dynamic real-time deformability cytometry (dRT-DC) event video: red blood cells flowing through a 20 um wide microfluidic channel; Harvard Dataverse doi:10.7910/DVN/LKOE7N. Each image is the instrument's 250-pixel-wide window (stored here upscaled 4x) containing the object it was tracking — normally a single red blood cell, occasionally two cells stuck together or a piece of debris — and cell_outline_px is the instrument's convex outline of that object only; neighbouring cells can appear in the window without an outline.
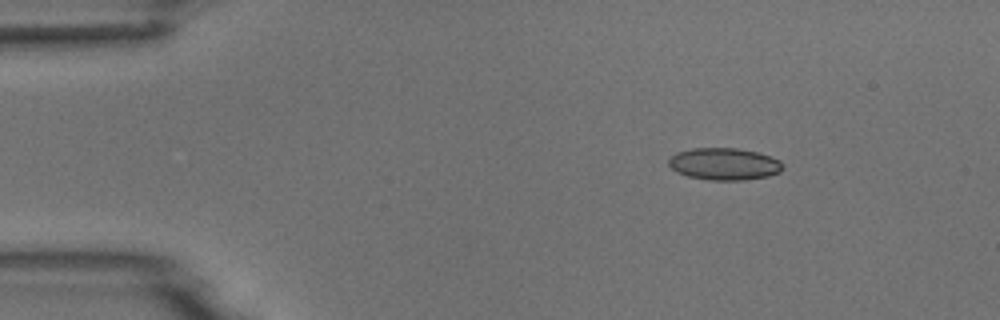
{"species": "common noctule bat (a hibernating species)", "species_latin": "Nyctalus noctula", "temperature_condition": "room temperature", "stored_images_in_passage": 3, "camera_frame_rate_fps": 3000, "um_per_image_px": 0.085, "animal": {"sex": "male", "body_mass_g": 18.8}, "frame": {"image": 1, "passage_image": 1, "time_ms": 0.0, "image_size_px": [1000, 320], "cell_outline_px": [[784, 168], [780, 172], [768, 176], [744, 180], [708, 180], [688, 176], [676, 172], [668, 164], [668, 160], [676, 152], [692, 148], [736, 148], [756, 152], [780, 160]], "centroid_in_image_um": [61.54, 13.94], "position_along_channel_um": 23.5, "area_um2": 21.33}}